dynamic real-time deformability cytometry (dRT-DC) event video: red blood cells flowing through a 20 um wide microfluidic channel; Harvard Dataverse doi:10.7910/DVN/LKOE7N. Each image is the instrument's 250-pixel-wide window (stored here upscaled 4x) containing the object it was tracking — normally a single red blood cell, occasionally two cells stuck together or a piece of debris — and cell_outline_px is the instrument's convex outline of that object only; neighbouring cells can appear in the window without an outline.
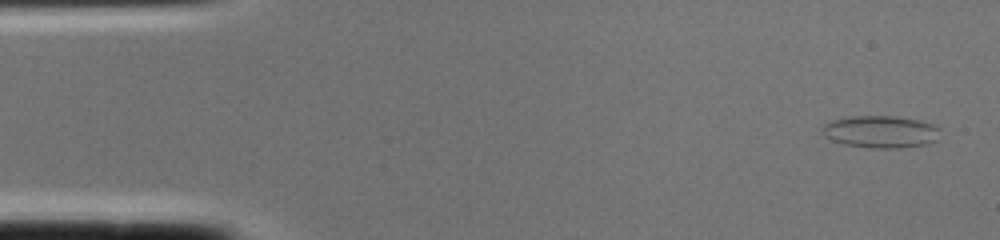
{"species": "common noctule bat (a hibernating species)", "species_latin": "Nyctalus noctula", "temperature_condition": "cold", "stored_images_in_passage": 2, "camera_frame_rate_fps": 3000, "um_per_image_px": 0.085, "animal": {"sex": "female", "body_mass_g": 22.0, "forearm_length_mm": 56.7}, "frame": {"image": 1, "passage_image": 1, "time_ms": 0.0, "image_size_px": [1000, 240], "cell_outline_px": [[940, 128], [936, 140], [928, 144], [900, 148], [868, 148], [844, 144], [832, 140], [824, 136], [820, 132], [824, 124], [832, 120], [852, 116], [892, 116], [920, 120], [932, 124]], "centroid_in_image_um": [74.84, 11.2], "position_along_channel_um": 10.2, "area_um2": 22.25}}
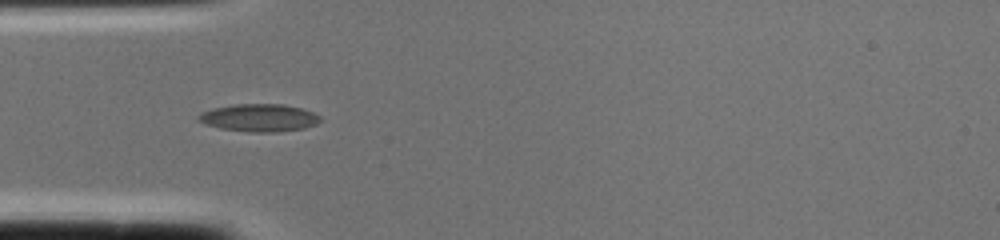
{"frame": {"image": 2, "passage_image": 2, "time_ms": 0.333, "image_size_px": [1000, 240], "cell_outline_px": [[320, 120], [316, 124], [304, 128], [276, 132], [248, 132], [220, 128], [196, 120], [196, 116], [200, 112], [212, 108], [232, 104], [280, 104], [300, 108], [312, 112], [320, 116]], "centroid_in_image_um": [21.98, 10.01], "position_along_channel_um": 63.0, "area_um2": 19.59}}